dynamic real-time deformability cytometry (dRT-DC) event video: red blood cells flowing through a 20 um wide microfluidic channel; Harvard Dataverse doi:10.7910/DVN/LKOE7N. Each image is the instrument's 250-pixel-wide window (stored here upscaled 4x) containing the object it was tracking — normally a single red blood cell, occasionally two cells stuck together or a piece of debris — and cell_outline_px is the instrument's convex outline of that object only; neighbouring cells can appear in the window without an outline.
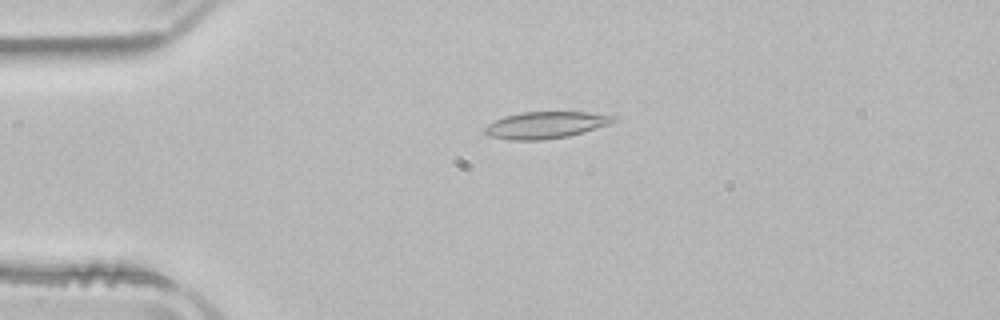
{"species": "common noctule bat (a hibernating species)", "species_latin": "Nyctalus noctula", "temperature_condition": "room temperature", "stored_images_in_passage": 52, "camera_frame_rate_fps": 3000, "um_per_image_px": 0.085, "animal": {"sex": "male", "body_mass_g": 21.5, "forearm_length_mm": 52.0}, "frame": {"image": 1, "passage_image": 12, "time_ms": 3.667, "image_size_px": [1000, 320], "cell_outline_px": [[616, 120], [608, 124], [568, 136], [544, 140], [508, 140], [488, 136], [484, 132], [484, 128], [488, 124], [504, 116], [520, 112], [588, 112], [616, 116]], "centroid_in_image_um": [46.33, 10.63], "position_along_channel_um": 38.7, "area_um2": 20.0}}
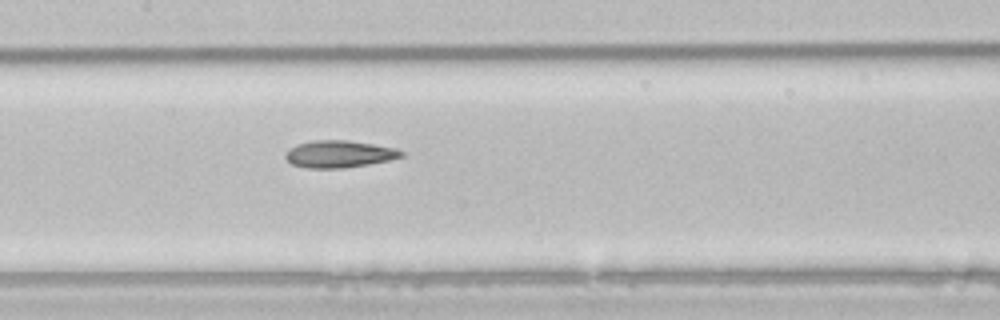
{"frame": {"image": 2, "passage_image": 25, "time_ms": 8.0, "image_size_px": [1000, 320], "cell_outline_px": [[404, 156], [392, 160], [344, 168], [308, 168], [292, 164], [284, 156], [284, 152], [288, 148], [296, 144], [312, 140], [348, 140], [396, 148], [404, 152]], "centroid_in_image_um": [28.82, 13.09], "position_along_channel_um": 178.6, "area_um2": 18.5}}
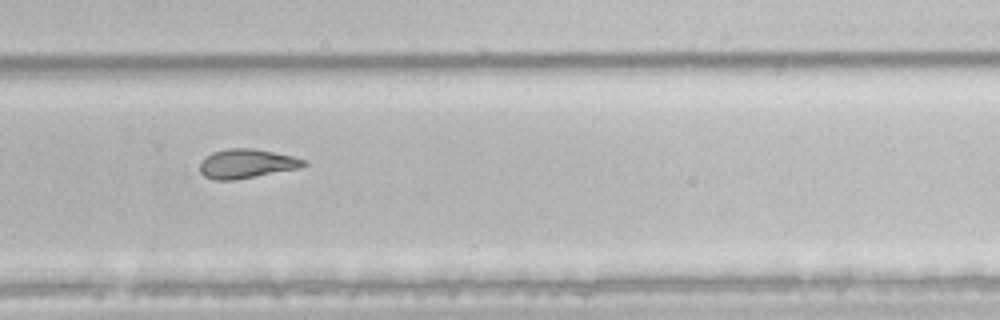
{"frame": {"image": 3, "passage_image": 35, "time_ms": 11.333, "image_size_px": [1000, 320], "cell_outline_px": [[308, 164], [300, 168], [256, 176], [232, 180], [212, 180], [204, 176], [200, 172], [200, 164], [204, 156], [212, 152], [228, 148], [252, 148], [292, 156], [308, 160]], "centroid_in_image_um": [20.95, 13.91], "position_along_channel_um": 308.9, "area_um2": 17.74}, "authors_computed_cell_mechanics": {"area_um2": 19.9988, "velocity_mm_per_s": 3.9346, "shape_relaxation_time_tau1_ms": null, "shape_relaxation_time_tau2_ms": 4.2085, "deformation_change_tau1": null, "deformation_change_tau2": 0.1331}}